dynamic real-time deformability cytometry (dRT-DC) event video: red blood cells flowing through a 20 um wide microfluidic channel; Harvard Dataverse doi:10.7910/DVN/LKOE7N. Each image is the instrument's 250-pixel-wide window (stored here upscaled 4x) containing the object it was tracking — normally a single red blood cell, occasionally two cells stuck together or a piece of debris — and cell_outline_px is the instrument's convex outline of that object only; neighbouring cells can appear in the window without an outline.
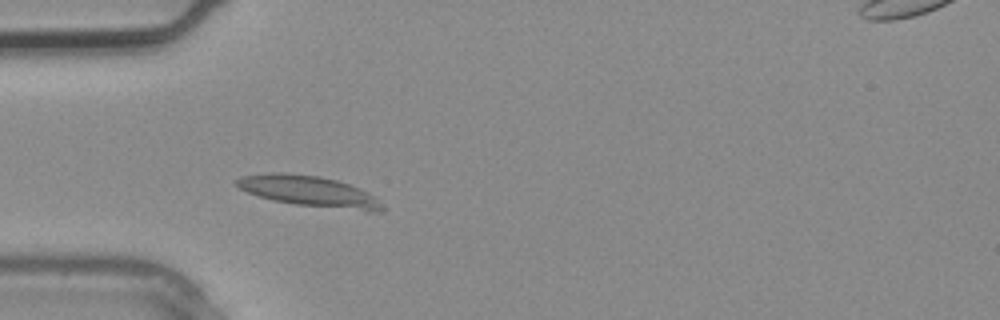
{"species": "common noctule bat (a hibernating species)", "species_latin": "Nyctalus noctula", "temperature_condition": "warm", "stored_images_in_passage": 2, "camera_frame_rate_fps": 3000, "um_per_image_px": 0.085, "animal": {"sex": "male", "body_mass_g": 20.4}, "frame": {"image": 1, "passage_image": 2, "time_ms": 0.333, "image_size_px": [1000, 320], "cell_outline_px": [[384, 208], [380, 212], [368, 212], [296, 204], [276, 200], [260, 196], [248, 192], [240, 188], [236, 184], [236, 180], [240, 176], [272, 172], [280, 172], [320, 176], [336, 180], [360, 188], [368, 192]], "centroid_in_image_um": [26.28, 16.25], "position_along_channel_um": 58.7, "area_um2": 25.72}}